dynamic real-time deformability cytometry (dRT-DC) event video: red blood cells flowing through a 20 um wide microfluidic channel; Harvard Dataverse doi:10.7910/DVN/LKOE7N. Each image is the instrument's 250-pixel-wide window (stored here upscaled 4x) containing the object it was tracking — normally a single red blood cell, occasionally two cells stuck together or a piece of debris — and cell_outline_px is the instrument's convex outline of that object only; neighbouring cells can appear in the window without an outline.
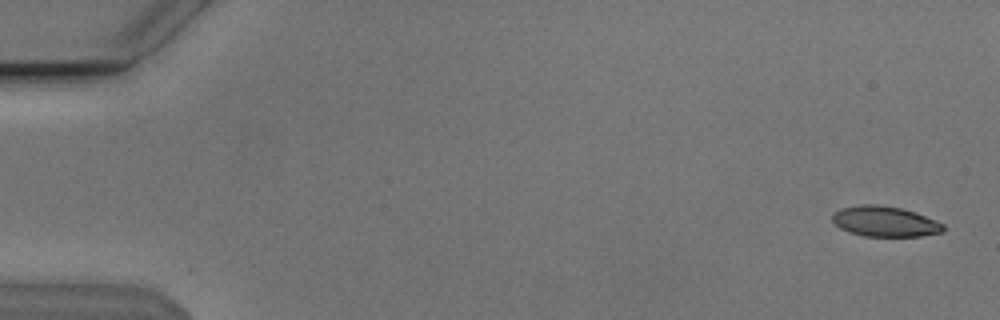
{"species": "Egyptian fruit bat (a non-hibernating species)", "species_latin": "Rousettus aegyptiacus", "temperature_condition": "cold", "stored_images_in_passage": 6, "camera_frame_rate_fps": 3000, "um_per_image_px": 0.085, "animal": {"sex": "male"}, "frame": {"image": 1, "passage_image": 1, "time_ms": 0.0, "image_size_px": [1000, 320], "cell_outline_px": [[944, 232], [920, 236], [864, 236], [848, 232], [840, 228], [832, 220], [832, 216], [840, 208], [860, 204], [876, 204], [900, 208], [916, 212], [944, 224]], "centroid_in_image_um": [75.22, 18.82], "position_along_channel_um": 9.8, "area_um2": 19.65}}